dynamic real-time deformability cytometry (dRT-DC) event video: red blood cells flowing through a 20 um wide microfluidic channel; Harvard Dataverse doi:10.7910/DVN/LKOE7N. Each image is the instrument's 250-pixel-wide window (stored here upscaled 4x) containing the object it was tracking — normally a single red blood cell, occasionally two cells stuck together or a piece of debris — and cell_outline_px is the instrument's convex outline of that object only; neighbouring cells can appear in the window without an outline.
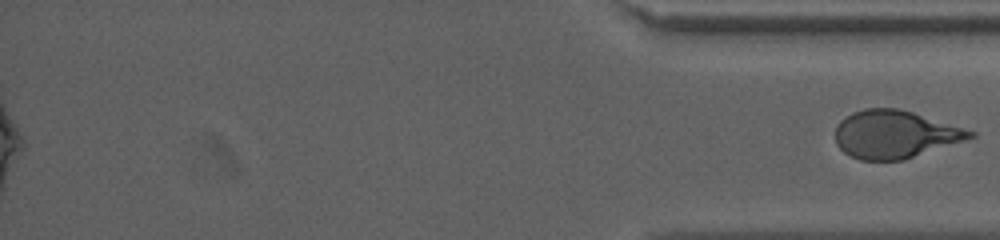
{"species": "human", "species_latin": "Homo sapiens", "temperature_condition": "cold", "stored_images_in_passage": 62, "segment_of_instrument_passage": [2, 2], "camera_frame_rate_fps": 3000, "um_per_image_px": 0.085, "donor": {"sex": "female"}, "frame": {"image": 1, "passage_image": 62, "time_ms": 20.333, "image_size_px": [1000, 240], "cell_outline_px": [[976, 136], [904, 160], [860, 160], [844, 152], [836, 144], [836, 128], [840, 120], [852, 112], [864, 108], [896, 108], [912, 112], [976, 132]], "centroid_in_image_um": [76.03, 11.42], "position_along_channel_um": 359.2, "area_um2": 37.17}}